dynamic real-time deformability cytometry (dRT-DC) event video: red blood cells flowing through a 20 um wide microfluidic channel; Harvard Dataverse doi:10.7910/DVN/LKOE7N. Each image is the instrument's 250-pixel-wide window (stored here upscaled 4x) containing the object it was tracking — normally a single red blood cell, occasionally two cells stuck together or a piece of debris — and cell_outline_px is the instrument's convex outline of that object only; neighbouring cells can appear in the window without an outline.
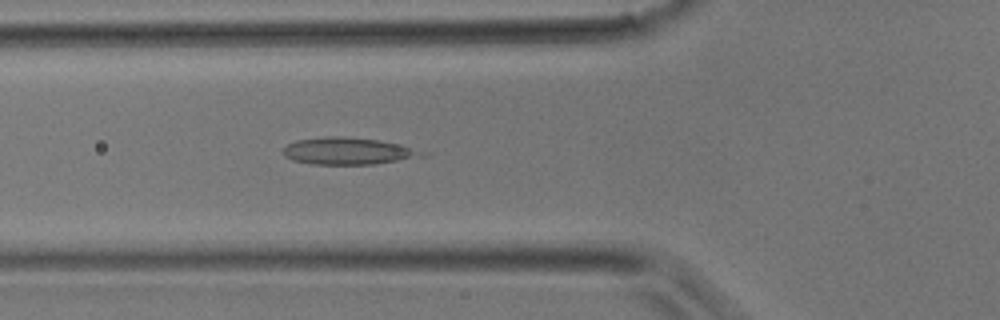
{"species": "common noctule bat (a hibernating species)", "species_latin": "Nyctalus noctula", "temperature_condition": "room temperature", "stored_images_in_passage": 36, "camera_frame_rate_fps": 3000, "um_per_image_px": 0.085, "animal": {"sex": "male", "body_mass_g": 17.9}, "frame": {"image": 1, "passage_image": 11, "time_ms": 3.333, "image_size_px": [1000, 320], "cell_outline_px": [[432, 156], [372, 164], [312, 164], [292, 160], [284, 156], [284, 148], [288, 144], [296, 140], [324, 136], [344, 136], [380, 140], [432, 152]], "centroid_in_image_um": [29.7, 12.84], "position_along_channel_um": 96.1, "area_um2": 22.25}}
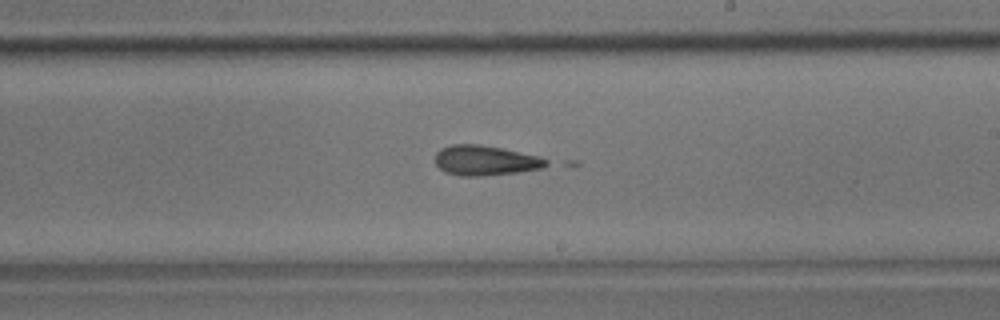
{"frame": {"image": 2, "passage_image": 20, "time_ms": 6.333, "image_size_px": [1000, 320], "cell_outline_px": [[552, 164], [544, 168], [516, 172], [484, 176], [460, 176], [444, 172], [436, 164], [436, 152], [440, 148], [452, 144], [480, 144], [540, 156], [548, 160]], "centroid_in_image_um": [41.27, 13.64], "position_along_channel_um": 247.7, "area_um2": 19.59}}
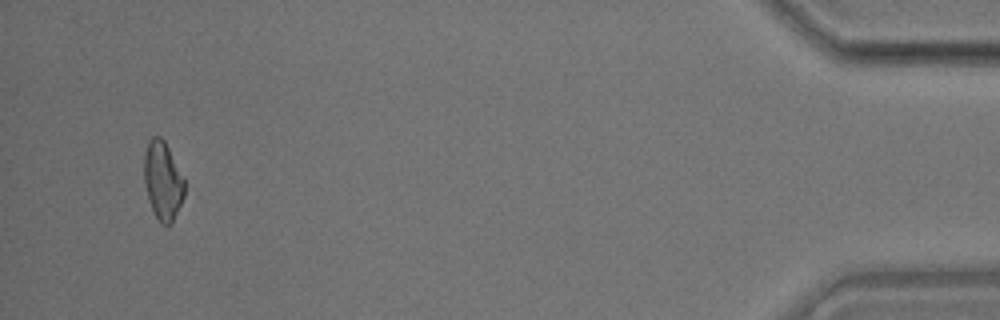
{"frame": {"image": 3, "passage_image": 35, "time_ms": 11.333, "image_size_px": [1000, 320], "cell_outline_px": [[184, 196], [172, 224], [160, 224], [152, 208], [148, 196], [144, 180], [144, 156], [148, 140], [152, 136], [160, 136], [164, 140], [184, 176]], "centroid_in_image_um": [13.85, 15.33], "position_along_channel_um": 421.4, "area_um2": 18.44}}